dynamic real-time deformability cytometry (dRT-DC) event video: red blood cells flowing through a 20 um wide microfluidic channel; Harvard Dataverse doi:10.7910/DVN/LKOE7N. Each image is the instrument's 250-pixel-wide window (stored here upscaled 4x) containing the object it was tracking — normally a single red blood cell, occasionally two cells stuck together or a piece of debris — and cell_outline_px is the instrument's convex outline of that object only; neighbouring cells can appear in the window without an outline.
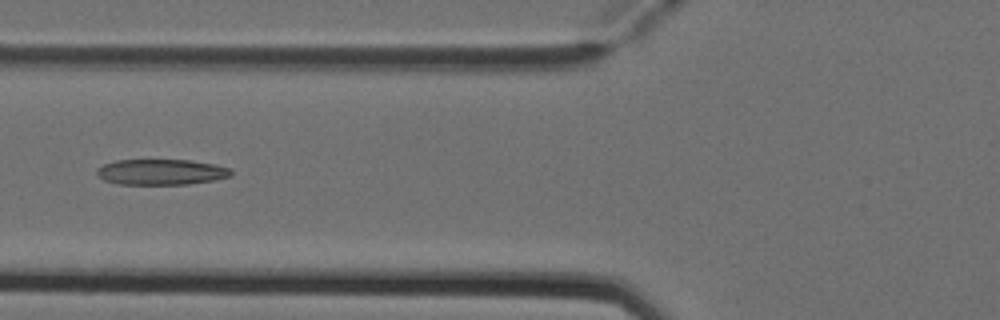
{"species": "Egyptian fruit bat (a non-hibernating species)", "species_latin": "Rousettus aegyptiacus", "temperature_condition": "cold", "stored_images_in_passage": 4, "camera_frame_rate_fps": 3000, "um_per_image_px": 0.085, "animal": {"sex": "female"}, "frame": {"image": 1, "passage_image": 4, "time_ms": 1.0, "image_size_px": [1000, 320], "cell_outline_px": [[232, 176], [216, 180], [188, 184], [116, 184], [104, 180], [96, 172], [96, 168], [104, 164], [116, 160], [188, 160], [216, 164], [232, 168]], "centroid_in_image_um": [13.74, 14.62], "position_along_channel_um": 112.1, "area_um2": 20.23}}